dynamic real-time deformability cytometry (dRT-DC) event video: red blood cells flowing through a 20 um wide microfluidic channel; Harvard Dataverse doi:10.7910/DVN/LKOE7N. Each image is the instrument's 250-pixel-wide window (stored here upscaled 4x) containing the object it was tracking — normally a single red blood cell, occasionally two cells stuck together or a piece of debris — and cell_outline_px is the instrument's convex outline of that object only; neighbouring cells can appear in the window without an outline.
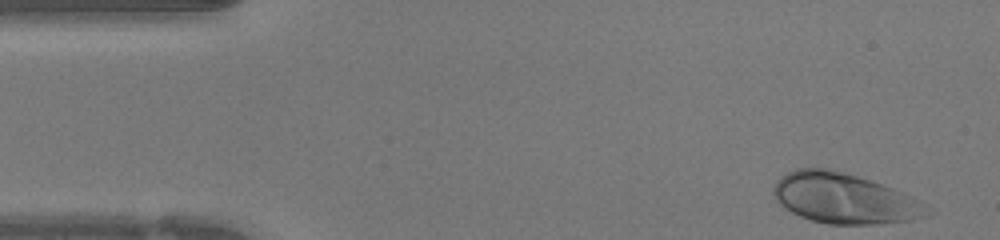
{"species": "human", "species_latin": "Homo sapiens", "temperature_condition": "warm", "stored_images_in_passage": 45, "camera_frame_rate_fps": 3000, "um_per_image_px": 0.085, "donor": {"sex": "female"}, "frame": {"image": 1, "passage_image": 1, "time_ms": 0.0, "image_size_px": [1000, 240], "cell_outline_px": [[928, 216], [912, 220], [872, 224], [828, 224], [812, 220], [800, 216], [792, 212], [780, 204], [776, 200], [772, 192], [772, 188], [776, 180], [780, 176], [796, 168], [828, 168], [844, 172], [904, 192], [920, 200], [928, 212]], "centroid_in_image_um": [71.71, 16.86], "position_along_channel_um": 13.3, "area_um2": 44.74}}
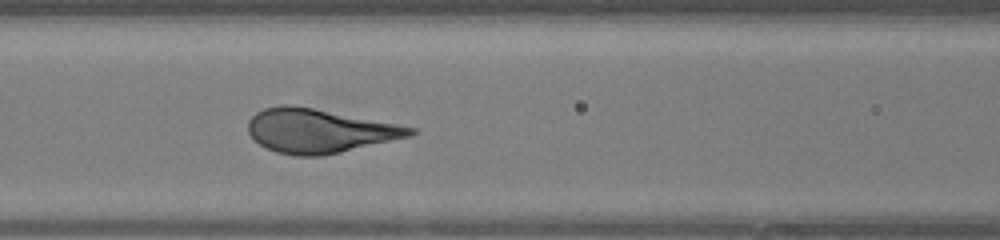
{"frame": {"image": 2, "passage_image": 17, "time_ms": 5.333, "image_size_px": [1000, 240], "cell_outline_px": [[420, 132], [412, 136], [324, 156], [296, 156], [276, 152], [260, 144], [248, 132], [248, 120], [256, 112], [264, 108], [280, 104], [292, 104], [420, 128]], "centroid_in_image_um": [27.18, 11.11], "position_along_channel_um": 139.4, "area_um2": 41.85}}
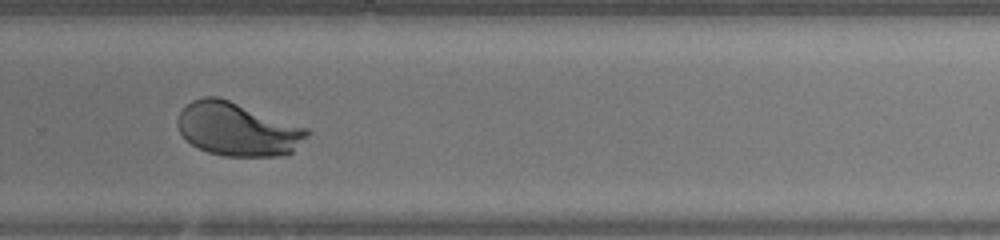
{"frame": {"image": 3, "passage_image": 29, "time_ms": 9.333, "image_size_px": [1000, 240], "cell_outline_px": [[312, 132], [292, 152], [284, 156], [224, 156], [208, 152], [192, 144], [180, 132], [176, 124], [176, 120], [180, 112], [192, 100], [204, 96], [216, 96], [228, 100], [308, 128]], "centroid_in_image_um": [20.2, 10.99], "position_along_channel_um": 309.6, "area_um2": 40.11}, "authors_computed_cell_mechanics": {"area_um2": 41.5582, "velocity_mm_per_s": 4.2647, "shape_relaxation_time_tau1_ms": 3.0725, "shape_relaxation_time_tau2_ms": null, "deformation_change_tau1": 0.2154, "deformation_change_tau2": null}}